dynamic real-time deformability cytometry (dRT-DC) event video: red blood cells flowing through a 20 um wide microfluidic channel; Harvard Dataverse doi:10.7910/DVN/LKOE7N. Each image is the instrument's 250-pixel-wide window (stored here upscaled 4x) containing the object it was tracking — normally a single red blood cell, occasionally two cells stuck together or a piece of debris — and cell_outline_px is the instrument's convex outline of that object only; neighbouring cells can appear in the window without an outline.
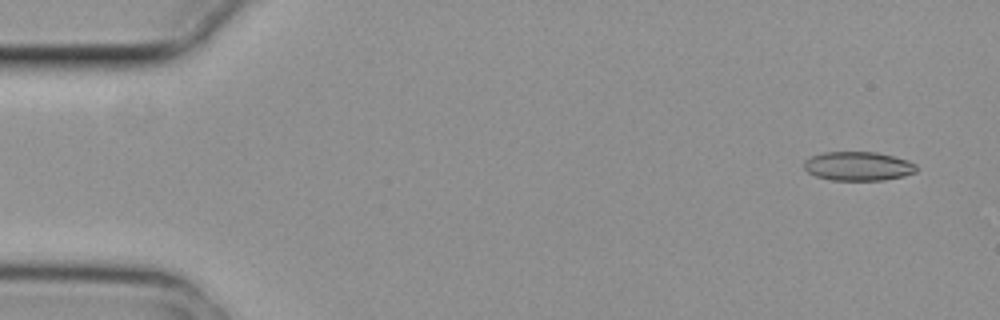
{"species": "common noctule bat (a hibernating species)", "species_latin": "Nyctalus noctula", "temperature_condition": "cold", "stored_images_in_passage": 8, "camera_frame_rate_fps": 3000, "um_per_image_px": 0.085, "animal": {"sex": "female", "body_mass_g": 29.2, "forearm_length_mm": 56.3}, "frame": {"image": 1, "passage_image": 1, "time_ms": 0.0, "image_size_px": [1000, 320], "cell_outline_px": [[916, 172], [904, 176], [884, 180], [832, 180], [816, 176], [808, 172], [804, 168], [804, 160], [812, 156], [824, 152], [876, 152], [908, 160], [916, 164]], "centroid_in_image_um": [72.94, 14.12], "position_along_channel_um": 12.1, "area_um2": 18.96}}
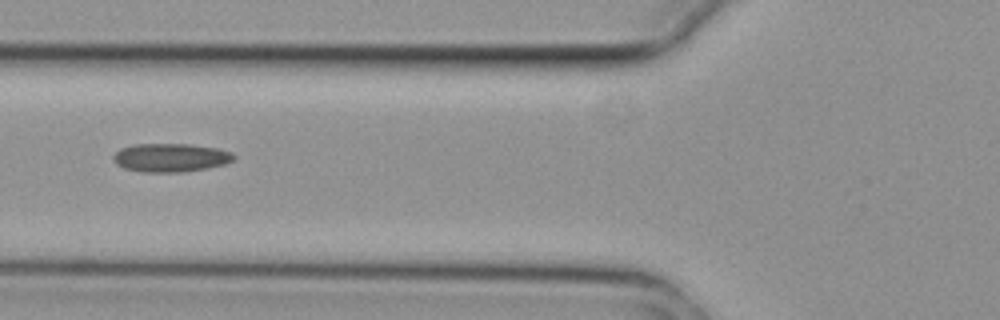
{"frame": {"image": 2, "passage_image": 6, "time_ms": 1.667, "image_size_px": [1000, 320], "cell_outline_px": [[236, 156], [232, 160], [224, 164], [204, 168], [180, 172], [144, 172], [124, 168], [116, 164], [112, 160], [112, 156], [120, 148], [132, 144], [192, 144], [216, 148], [232, 152]], "centroid_in_image_um": [14.45, 13.38], "position_along_channel_um": 111.3, "area_um2": 20.0}}
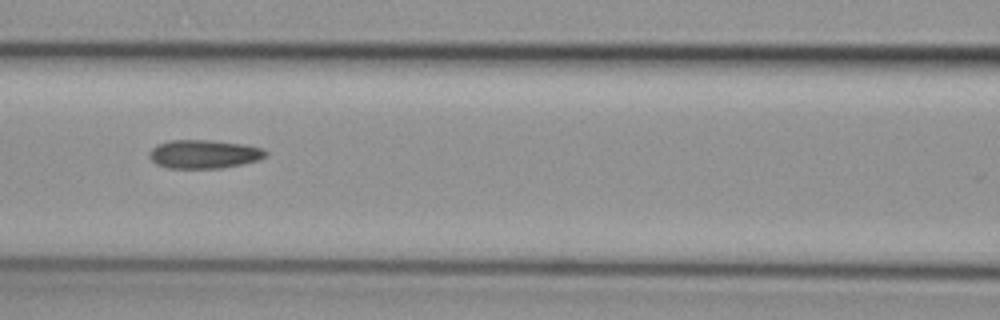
{"frame": {"image": 3, "passage_image": 7, "time_ms": 2.0, "image_size_px": [1000, 320], "cell_outline_px": [[268, 156], [256, 160], [240, 164], [220, 168], [168, 168], [156, 164], [148, 156], [148, 152], [156, 144], [168, 140], [208, 140], [244, 144], [264, 148], [268, 152]], "centroid_in_image_um": [17.31, 13.09], "position_along_channel_um": 149.3, "area_um2": 19.48}}